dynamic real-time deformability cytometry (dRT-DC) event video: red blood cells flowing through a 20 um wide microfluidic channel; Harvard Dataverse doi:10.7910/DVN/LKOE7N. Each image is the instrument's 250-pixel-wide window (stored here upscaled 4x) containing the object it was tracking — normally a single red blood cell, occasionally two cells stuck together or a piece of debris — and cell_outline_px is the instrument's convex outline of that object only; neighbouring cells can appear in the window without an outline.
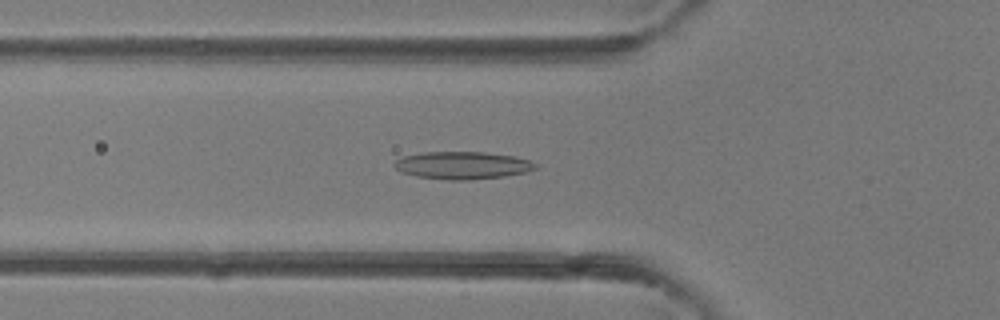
{"species": "common noctule bat (a hibernating species)", "species_latin": "Nyctalus noctula", "temperature_condition": "room temperature", "stored_images_in_passage": 29, "camera_frame_rate_fps": 3000, "um_per_image_px": 0.085, "animal": {"sex": "female"}, "frame": {"image": 1, "passage_image": 9, "time_ms": 2.667, "image_size_px": [1000, 320], "cell_outline_px": [[536, 168], [524, 172], [504, 176], [468, 180], [448, 180], [416, 176], [400, 172], [392, 164], [396, 160], [404, 156], [424, 152], [484, 152], [516, 156], [528, 160], [536, 164]], "centroid_in_image_um": [39.28, 14.05], "position_along_channel_um": 86.5, "area_um2": 22.54}}
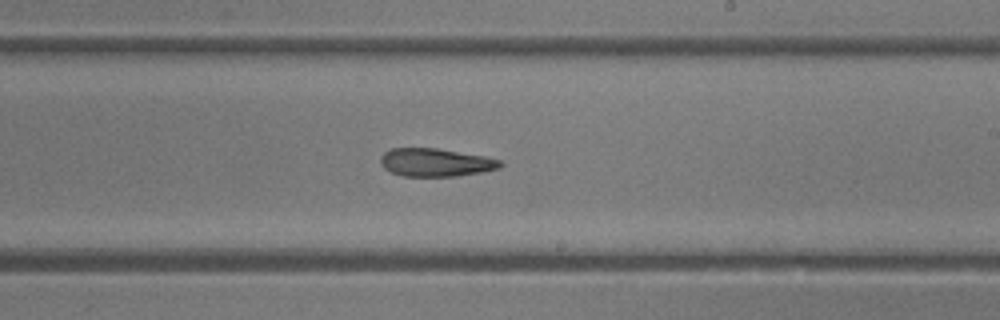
{"frame": {"image": 2, "passage_image": 19, "time_ms": 6.0, "image_size_px": [1000, 320], "cell_outline_px": [[504, 164], [500, 168], [484, 172], [456, 176], [404, 176], [392, 172], [384, 168], [380, 164], [380, 156], [384, 152], [392, 148], [436, 148], [484, 156], [500, 160]], "centroid_in_image_um": [37.04, 13.81], "position_along_channel_um": 252.0, "area_um2": 19.65}}
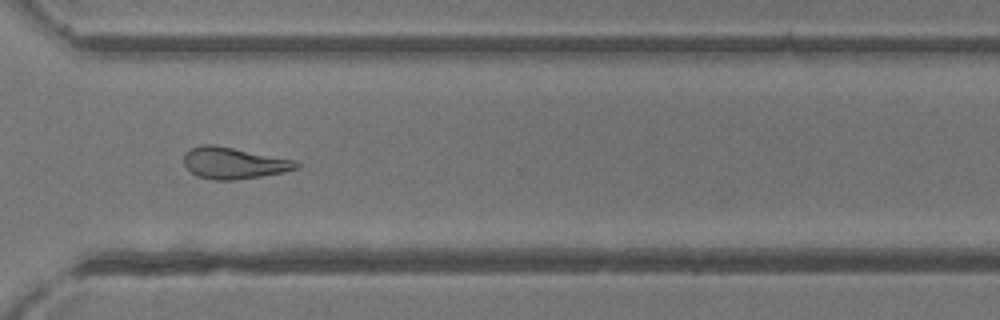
{"frame": {"image": 3, "passage_image": 25, "time_ms": 8.0, "image_size_px": [1000, 320], "cell_outline_px": [[300, 168], [284, 172], [236, 180], [212, 180], [196, 176], [184, 164], [184, 152], [200, 144], [212, 144], [296, 160], [300, 164]], "centroid_in_image_um": [19.87, 13.86], "position_along_channel_um": 350.7, "area_um2": 20.69}}